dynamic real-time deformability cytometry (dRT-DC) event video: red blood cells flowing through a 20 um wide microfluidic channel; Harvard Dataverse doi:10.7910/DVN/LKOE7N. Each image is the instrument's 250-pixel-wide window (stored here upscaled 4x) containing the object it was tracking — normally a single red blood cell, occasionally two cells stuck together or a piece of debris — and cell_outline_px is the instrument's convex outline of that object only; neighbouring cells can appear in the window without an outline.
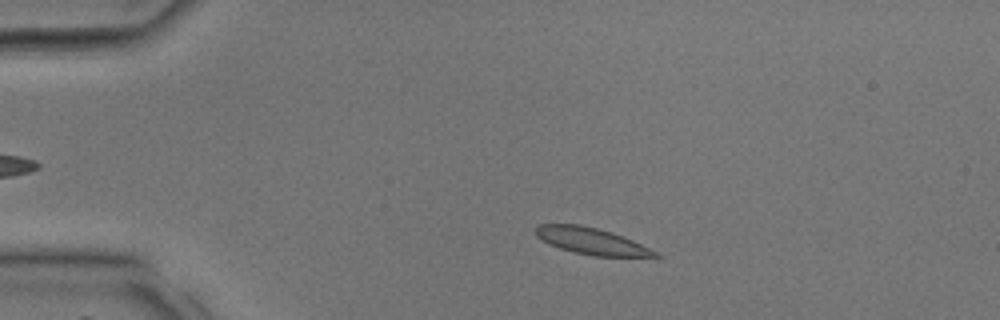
{"species": "common noctule bat (a hibernating species)", "species_latin": "Nyctalus noctula", "temperature_condition": "room temperature", "stored_images_in_passage": 35, "camera_frame_rate_fps": 3000, "um_per_image_px": 0.085, "animal": {"sex": "male", "body_mass_g": 17.9, "forearm_length_mm": 54.2}, "frame": {"image": 1, "passage_image": 5, "time_ms": 1.333, "image_size_px": [1000, 320], "cell_outline_px": [[660, 256], [656, 260], [596, 256], [572, 252], [548, 244], [536, 236], [536, 224], [580, 224], [612, 232], [632, 240], [656, 252]], "centroid_in_image_um": [50.38, 20.54], "position_along_channel_um": 34.6, "area_um2": 19.13}}
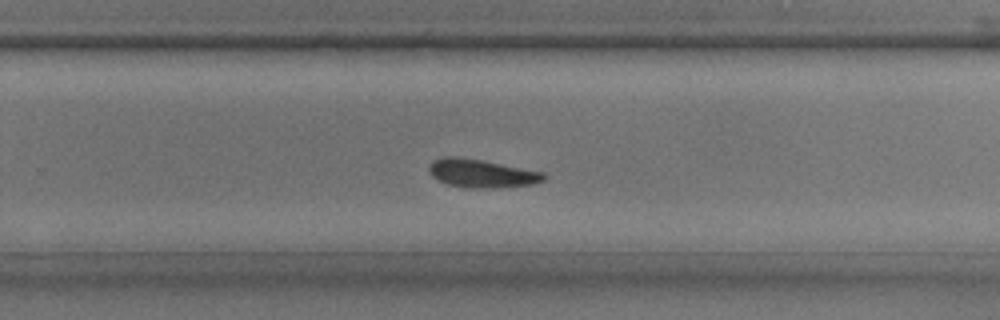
{"frame": {"image": 2, "passage_image": 22, "time_ms": 7.0, "image_size_px": [1000, 320], "cell_outline_px": [[548, 176], [544, 180], [532, 184], [488, 188], [472, 188], [448, 184], [432, 176], [428, 172], [428, 168], [432, 160], [444, 156], [456, 156], [484, 160], [544, 172]], "centroid_in_image_um": [40.93, 14.72], "position_along_channel_um": 288.9, "area_um2": 18.96}}
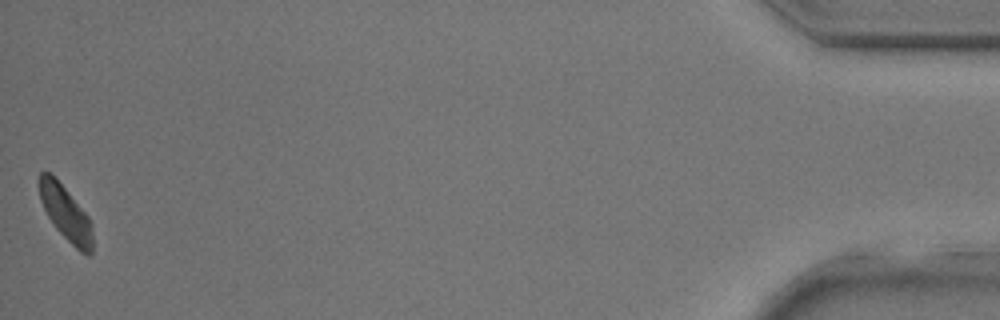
{"frame": {"image": 3, "passage_image": 35, "time_ms": 11.333, "image_size_px": [1000, 320], "cell_outline_px": [[92, 252], [88, 256], [80, 252], [56, 228], [48, 216], [40, 200], [36, 180], [40, 172], [48, 172], [64, 188], [88, 216], [92, 224]], "centroid_in_image_um": [5.56, 18.12], "position_along_channel_um": 429.6, "area_um2": 16.76}}